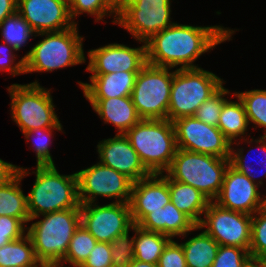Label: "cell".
Returning <instances> with one entry per match:
<instances>
[{
	"label": "cell",
	"instance_id": "obj_1",
	"mask_svg": "<svg viewBox=\"0 0 266 267\" xmlns=\"http://www.w3.org/2000/svg\"><path fill=\"white\" fill-rule=\"evenodd\" d=\"M236 28L221 25L195 26L174 22L153 35L146 44V62L173 69L200 68L195 61L216 46L233 39Z\"/></svg>",
	"mask_w": 266,
	"mask_h": 267
},
{
	"label": "cell",
	"instance_id": "obj_2",
	"mask_svg": "<svg viewBox=\"0 0 266 267\" xmlns=\"http://www.w3.org/2000/svg\"><path fill=\"white\" fill-rule=\"evenodd\" d=\"M23 166L18 170L22 179L35 174V180L27 195V207L30 219L46 213L71 208H80L78 179L76 172L61 174L56 166Z\"/></svg>",
	"mask_w": 266,
	"mask_h": 267
},
{
	"label": "cell",
	"instance_id": "obj_3",
	"mask_svg": "<svg viewBox=\"0 0 266 267\" xmlns=\"http://www.w3.org/2000/svg\"><path fill=\"white\" fill-rule=\"evenodd\" d=\"M78 24L67 30L35 34L43 37L24 54L25 75L53 72L59 69L85 64L84 36Z\"/></svg>",
	"mask_w": 266,
	"mask_h": 267
},
{
	"label": "cell",
	"instance_id": "obj_4",
	"mask_svg": "<svg viewBox=\"0 0 266 267\" xmlns=\"http://www.w3.org/2000/svg\"><path fill=\"white\" fill-rule=\"evenodd\" d=\"M80 224V208L55 211L30 219L27 234L42 266L59 265L62 262Z\"/></svg>",
	"mask_w": 266,
	"mask_h": 267
},
{
	"label": "cell",
	"instance_id": "obj_5",
	"mask_svg": "<svg viewBox=\"0 0 266 267\" xmlns=\"http://www.w3.org/2000/svg\"><path fill=\"white\" fill-rule=\"evenodd\" d=\"M125 136L151 174L165 173L178 149L173 122L141 119Z\"/></svg>",
	"mask_w": 266,
	"mask_h": 267
},
{
	"label": "cell",
	"instance_id": "obj_6",
	"mask_svg": "<svg viewBox=\"0 0 266 267\" xmlns=\"http://www.w3.org/2000/svg\"><path fill=\"white\" fill-rule=\"evenodd\" d=\"M38 81L14 83L6 88L11 99V119L22 134L34 129L56 127L61 122L55 110L52 89L45 88Z\"/></svg>",
	"mask_w": 266,
	"mask_h": 267
},
{
	"label": "cell",
	"instance_id": "obj_7",
	"mask_svg": "<svg viewBox=\"0 0 266 267\" xmlns=\"http://www.w3.org/2000/svg\"><path fill=\"white\" fill-rule=\"evenodd\" d=\"M230 159L177 149L165 174L172 180L189 184L210 201L220 193Z\"/></svg>",
	"mask_w": 266,
	"mask_h": 267
},
{
	"label": "cell",
	"instance_id": "obj_8",
	"mask_svg": "<svg viewBox=\"0 0 266 267\" xmlns=\"http://www.w3.org/2000/svg\"><path fill=\"white\" fill-rule=\"evenodd\" d=\"M226 81L204 68L173 69L168 120L194 116L198 107Z\"/></svg>",
	"mask_w": 266,
	"mask_h": 267
},
{
	"label": "cell",
	"instance_id": "obj_9",
	"mask_svg": "<svg viewBox=\"0 0 266 267\" xmlns=\"http://www.w3.org/2000/svg\"><path fill=\"white\" fill-rule=\"evenodd\" d=\"M173 68L146 63L137 74L131 99L142 119H168Z\"/></svg>",
	"mask_w": 266,
	"mask_h": 267
},
{
	"label": "cell",
	"instance_id": "obj_10",
	"mask_svg": "<svg viewBox=\"0 0 266 267\" xmlns=\"http://www.w3.org/2000/svg\"><path fill=\"white\" fill-rule=\"evenodd\" d=\"M172 1L130 0L117 11L115 25L127 30L137 43L146 42L174 23Z\"/></svg>",
	"mask_w": 266,
	"mask_h": 267
},
{
	"label": "cell",
	"instance_id": "obj_11",
	"mask_svg": "<svg viewBox=\"0 0 266 267\" xmlns=\"http://www.w3.org/2000/svg\"><path fill=\"white\" fill-rule=\"evenodd\" d=\"M76 175L80 204L97 203L102 197L115 203H129L133 181L111 167L97 161Z\"/></svg>",
	"mask_w": 266,
	"mask_h": 267
},
{
	"label": "cell",
	"instance_id": "obj_12",
	"mask_svg": "<svg viewBox=\"0 0 266 267\" xmlns=\"http://www.w3.org/2000/svg\"><path fill=\"white\" fill-rule=\"evenodd\" d=\"M252 215L233 211L210 201L198 226L219 245L236 246L249 251Z\"/></svg>",
	"mask_w": 266,
	"mask_h": 267
},
{
	"label": "cell",
	"instance_id": "obj_13",
	"mask_svg": "<svg viewBox=\"0 0 266 267\" xmlns=\"http://www.w3.org/2000/svg\"><path fill=\"white\" fill-rule=\"evenodd\" d=\"M173 125L179 149L230 159L231 142L218 127L194 116L176 119Z\"/></svg>",
	"mask_w": 266,
	"mask_h": 267
},
{
	"label": "cell",
	"instance_id": "obj_14",
	"mask_svg": "<svg viewBox=\"0 0 266 267\" xmlns=\"http://www.w3.org/2000/svg\"><path fill=\"white\" fill-rule=\"evenodd\" d=\"M81 204V224L97 240L110 243L133 226L129 203Z\"/></svg>",
	"mask_w": 266,
	"mask_h": 267
},
{
	"label": "cell",
	"instance_id": "obj_15",
	"mask_svg": "<svg viewBox=\"0 0 266 267\" xmlns=\"http://www.w3.org/2000/svg\"><path fill=\"white\" fill-rule=\"evenodd\" d=\"M131 47L121 43H109L88 51L85 71L91 74H109L124 71H140L146 62V44Z\"/></svg>",
	"mask_w": 266,
	"mask_h": 267
},
{
	"label": "cell",
	"instance_id": "obj_16",
	"mask_svg": "<svg viewBox=\"0 0 266 267\" xmlns=\"http://www.w3.org/2000/svg\"><path fill=\"white\" fill-rule=\"evenodd\" d=\"M259 188L249 177L229 164L214 202L223 208L253 215L265 205L266 193H261Z\"/></svg>",
	"mask_w": 266,
	"mask_h": 267
},
{
	"label": "cell",
	"instance_id": "obj_17",
	"mask_svg": "<svg viewBox=\"0 0 266 267\" xmlns=\"http://www.w3.org/2000/svg\"><path fill=\"white\" fill-rule=\"evenodd\" d=\"M17 13L35 34L67 30L75 25L67 0H17Z\"/></svg>",
	"mask_w": 266,
	"mask_h": 267
},
{
	"label": "cell",
	"instance_id": "obj_18",
	"mask_svg": "<svg viewBox=\"0 0 266 267\" xmlns=\"http://www.w3.org/2000/svg\"><path fill=\"white\" fill-rule=\"evenodd\" d=\"M96 151L100 163L126 175L133 182L151 175L125 134L100 140Z\"/></svg>",
	"mask_w": 266,
	"mask_h": 267
},
{
	"label": "cell",
	"instance_id": "obj_19",
	"mask_svg": "<svg viewBox=\"0 0 266 267\" xmlns=\"http://www.w3.org/2000/svg\"><path fill=\"white\" fill-rule=\"evenodd\" d=\"M169 202L168 181L161 174H151L133 182L129 201L133 224H138L147 214L160 210Z\"/></svg>",
	"mask_w": 266,
	"mask_h": 267
},
{
	"label": "cell",
	"instance_id": "obj_20",
	"mask_svg": "<svg viewBox=\"0 0 266 267\" xmlns=\"http://www.w3.org/2000/svg\"><path fill=\"white\" fill-rule=\"evenodd\" d=\"M137 225L143 229L165 234L172 239L185 238L201 228L172 202L167 203L158 211L147 214Z\"/></svg>",
	"mask_w": 266,
	"mask_h": 267
},
{
	"label": "cell",
	"instance_id": "obj_21",
	"mask_svg": "<svg viewBox=\"0 0 266 267\" xmlns=\"http://www.w3.org/2000/svg\"><path fill=\"white\" fill-rule=\"evenodd\" d=\"M140 71H124L109 74H91L89 82L77 81L86 99H109L131 96L137 74Z\"/></svg>",
	"mask_w": 266,
	"mask_h": 267
},
{
	"label": "cell",
	"instance_id": "obj_22",
	"mask_svg": "<svg viewBox=\"0 0 266 267\" xmlns=\"http://www.w3.org/2000/svg\"><path fill=\"white\" fill-rule=\"evenodd\" d=\"M105 124H112L116 134H125L142 118L138 115L131 96L109 99H86Z\"/></svg>",
	"mask_w": 266,
	"mask_h": 267
},
{
	"label": "cell",
	"instance_id": "obj_23",
	"mask_svg": "<svg viewBox=\"0 0 266 267\" xmlns=\"http://www.w3.org/2000/svg\"><path fill=\"white\" fill-rule=\"evenodd\" d=\"M259 136L260 137H258L256 139L254 137L249 136V137L245 138L244 140H239V141L232 143L231 144L230 164L234 168H236L239 172H241L243 175H246L247 177H249L259 187H264V184L266 183L265 182L266 181L265 180L266 179V136H261V135H259ZM250 137H251V139H250ZM241 144L247 145V147L249 148L248 152L246 153V154H248V156H251V153L253 150L255 152V148L257 149L258 152L257 151L256 152L259 154L260 158L256 156V158H258L256 161H257V165L261 166L259 168V170H257L256 167H254V165H253L254 163L250 162V161H252L251 158L249 159V158H247L248 157L247 155H244L245 154L244 151L247 147H243V146H241ZM254 145L256 147L253 148ZM256 152H255V155H256ZM248 162H250V163L248 164Z\"/></svg>",
	"mask_w": 266,
	"mask_h": 267
},
{
	"label": "cell",
	"instance_id": "obj_24",
	"mask_svg": "<svg viewBox=\"0 0 266 267\" xmlns=\"http://www.w3.org/2000/svg\"><path fill=\"white\" fill-rule=\"evenodd\" d=\"M161 175L168 181L171 202L198 225L210 200L193 186L172 180L165 173Z\"/></svg>",
	"mask_w": 266,
	"mask_h": 267
},
{
	"label": "cell",
	"instance_id": "obj_25",
	"mask_svg": "<svg viewBox=\"0 0 266 267\" xmlns=\"http://www.w3.org/2000/svg\"><path fill=\"white\" fill-rule=\"evenodd\" d=\"M234 97L235 101L231 99ZM218 128L231 144L250 136V134L248 135L250 127L245 108L242 101L234 93L222 106Z\"/></svg>",
	"mask_w": 266,
	"mask_h": 267
},
{
	"label": "cell",
	"instance_id": "obj_26",
	"mask_svg": "<svg viewBox=\"0 0 266 267\" xmlns=\"http://www.w3.org/2000/svg\"><path fill=\"white\" fill-rule=\"evenodd\" d=\"M132 232L134 234V259L158 264L159 257L172 238L162 233L143 229L137 224H133Z\"/></svg>",
	"mask_w": 266,
	"mask_h": 267
},
{
	"label": "cell",
	"instance_id": "obj_27",
	"mask_svg": "<svg viewBox=\"0 0 266 267\" xmlns=\"http://www.w3.org/2000/svg\"><path fill=\"white\" fill-rule=\"evenodd\" d=\"M187 267H212L219 244L204 230L180 243Z\"/></svg>",
	"mask_w": 266,
	"mask_h": 267
},
{
	"label": "cell",
	"instance_id": "obj_28",
	"mask_svg": "<svg viewBox=\"0 0 266 267\" xmlns=\"http://www.w3.org/2000/svg\"><path fill=\"white\" fill-rule=\"evenodd\" d=\"M22 178L17 174L7 184L0 186V216L15 217L26 225L30 221L27 195L22 189Z\"/></svg>",
	"mask_w": 266,
	"mask_h": 267
},
{
	"label": "cell",
	"instance_id": "obj_29",
	"mask_svg": "<svg viewBox=\"0 0 266 267\" xmlns=\"http://www.w3.org/2000/svg\"><path fill=\"white\" fill-rule=\"evenodd\" d=\"M1 267H41L28 234L0 247Z\"/></svg>",
	"mask_w": 266,
	"mask_h": 267
},
{
	"label": "cell",
	"instance_id": "obj_30",
	"mask_svg": "<svg viewBox=\"0 0 266 267\" xmlns=\"http://www.w3.org/2000/svg\"><path fill=\"white\" fill-rule=\"evenodd\" d=\"M63 129V125L60 122L56 127L34 129L23 133L26 143H30L29 147H33V152H35V166H56L52 153H50V146L54 138V132L65 134Z\"/></svg>",
	"mask_w": 266,
	"mask_h": 267
},
{
	"label": "cell",
	"instance_id": "obj_31",
	"mask_svg": "<svg viewBox=\"0 0 266 267\" xmlns=\"http://www.w3.org/2000/svg\"><path fill=\"white\" fill-rule=\"evenodd\" d=\"M0 37L1 41L6 42L19 53L32 38H35V33L30 25L16 12L0 23Z\"/></svg>",
	"mask_w": 266,
	"mask_h": 267
},
{
	"label": "cell",
	"instance_id": "obj_32",
	"mask_svg": "<svg viewBox=\"0 0 266 267\" xmlns=\"http://www.w3.org/2000/svg\"><path fill=\"white\" fill-rule=\"evenodd\" d=\"M242 101L249 125L253 130L263 128L262 136H266V89H251L244 92L233 91Z\"/></svg>",
	"mask_w": 266,
	"mask_h": 267
},
{
	"label": "cell",
	"instance_id": "obj_33",
	"mask_svg": "<svg viewBox=\"0 0 266 267\" xmlns=\"http://www.w3.org/2000/svg\"><path fill=\"white\" fill-rule=\"evenodd\" d=\"M97 243V240L87 231V229L80 224L72 236L67 253L58 265L60 267H80L90 252L93 250Z\"/></svg>",
	"mask_w": 266,
	"mask_h": 267
},
{
	"label": "cell",
	"instance_id": "obj_34",
	"mask_svg": "<svg viewBox=\"0 0 266 267\" xmlns=\"http://www.w3.org/2000/svg\"><path fill=\"white\" fill-rule=\"evenodd\" d=\"M67 2L71 19L75 24L79 23L76 20L83 14L93 16L95 18L94 23H107L108 21H105L106 17L113 18L110 22L113 24L116 23L117 11L107 0H67Z\"/></svg>",
	"mask_w": 266,
	"mask_h": 267
},
{
	"label": "cell",
	"instance_id": "obj_35",
	"mask_svg": "<svg viewBox=\"0 0 266 267\" xmlns=\"http://www.w3.org/2000/svg\"><path fill=\"white\" fill-rule=\"evenodd\" d=\"M231 90L224 85L209 99L204 101L196 110L194 117L201 120L205 124L218 127L219 116L224 102L233 95ZM227 96V97H226Z\"/></svg>",
	"mask_w": 266,
	"mask_h": 267
},
{
	"label": "cell",
	"instance_id": "obj_36",
	"mask_svg": "<svg viewBox=\"0 0 266 267\" xmlns=\"http://www.w3.org/2000/svg\"><path fill=\"white\" fill-rule=\"evenodd\" d=\"M249 254L251 258L266 256V204L252 215Z\"/></svg>",
	"mask_w": 266,
	"mask_h": 267
},
{
	"label": "cell",
	"instance_id": "obj_37",
	"mask_svg": "<svg viewBox=\"0 0 266 267\" xmlns=\"http://www.w3.org/2000/svg\"><path fill=\"white\" fill-rule=\"evenodd\" d=\"M131 231L132 228L110 242L113 267H128L134 261V235L130 236Z\"/></svg>",
	"mask_w": 266,
	"mask_h": 267
},
{
	"label": "cell",
	"instance_id": "obj_38",
	"mask_svg": "<svg viewBox=\"0 0 266 267\" xmlns=\"http://www.w3.org/2000/svg\"><path fill=\"white\" fill-rule=\"evenodd\" d=\"M249 258V251L244 248L220 245L212 267H243Z\"/></svg>",
	"mask_w": 266,
	"mask_h": 267
},
{
	"label": "cell",
	"instance_id": "obj_39",
	"mask_svg": "<svg viewBox=\"0 0 266 267\" xmlns=\"http://www.w3.org/2000/svg\"><path fill=\"white\" fill-rule=\"evenodd\" d=\"M16 52V53H15ZM17 55V51L4 41L0 42V72L16 77L25 74V59Z\"/></svg>",
	"mask_w": 266,
	"mask_h": 267
},
{
	"label": "cell",
	"instance_id": "obj_40",
	"mask_svg": "<svg viewBox=\"0 0 266 267\" xmlns=\"http://www.w3.org/2000/svg\"><path fill=\"white\" fill-rule=\"evenodd\" d=\"M27 234V225L20 219L0 216V247Z\"/></svg>",
	"mask_w": 266,
	"mask_h": 267
},
{
	"label": "cell",
	"instance_id": "obj_41",
	"mask_svg": "<svg viewBox=\"0 0 266 267\" xmlns=\"http://www.w3.org/2000/svg\"><path fill=\"white\" fill-rule=\"evenodd\" d=\"M158 267H187L183 248L178 240L172 239L159 257Z\"/></svg>",
	"mask_w": 266,
	"mask_h": 267
},
{
	"label": "cell",
	"instance_id": "obj_42",
	"mask_svg": "<svg viewBox=\"0 0 266 267\" xmlns=\"http://www.w3.org/2000/svg\"><path fill=\"white\" fill-rule=\"evenodd\" d=\"M80 267H113L110 243L97 242Z\"/></svg>",
	"mask_w": 266,
	"mask_h": 267
},
{
	"label": "cell",
	"instance_id": "obj_43",
	"mask_svg": "<svg viewBox=\"0 0 266 267\" xmlns=\"http://www.w3.org/2000/svg\"><path fill=\"white\" fill-rule=\"evenodd\" d=\"M20 167L0 158V186L11 181L18 174Z\"/></svg>",
	"mask_w": 266,
	"mask_h": 267
},
{
	"label": "cell",
	"instance_id": "obj_44",
	"mask_svg": "<svg viewBox=\"0 0 266 267\" xmlns=\"http://www.w3.org/2000/svg\"><path fill=\"white\" fill-rule=\"evenodd\" d=\"M17 12V0H0V23Z\"/></svg>",
	"mask_w": 266,
	"mask_h": 267
},
{
	"label": "cell",
	"instance_id": "obj_45",
	"mask_svg": "<svg viewBox=\"0 0 266 267\" xmlns=\"http://www.w3.org/2000/svg\"><path fill=\"white\" fill-rule=\"evenodd\" d=\"M243 267H264V265L262 259L250 257Z\"/></svg>",
	"mask_w": 266,
	"mask_h": 267
},
{
	"label": "cell",
	"instance_id": "obj_46",
	"mask_svg": "<svg viewBox=\"0 0 266 267\" xmlns=\"http://www.w3.org/2000/svg\"><path fill=\"white\" fill-rule=\"evenodd\" d=\"M128 267H158V264L138 261L134 259V261L131 264H129Z\"/></svg>",
	"mask_w": 266,
	"mask_h": 267
},
{
	"label": "cell",
	"instance_id": "obj_47",
	"mask_svg": "<svg viewBox=\"0 0 266 267\" xmlns=\"http://www.w3.org/2000/svg\"><path fill=\"white\" fill-rule=\"evenodd\" d=\"M108 3L118 11L125 3L129 2L130 0H107Z\"/></svg>",
	"mask_w": 266,
	"mask_h": 267
},
{
	"label": "cell",
	"instance_id": "obj_48",
	"mask_svg": "<svg viewBox=\"0 0 266 267\" xmlns=\"http://www.w3.org/2000/svg\"><path fill=\"white\" fill-rule=\"evenodd\" d=\"M261 259H262V262H263L264 267H266V256L263 257V258H261Z\"/></svg>",
	"mask_w": 266,
	"mask_h": 267
},
{
	"label": "cell",
	"instance_id": "obj_49",
	"mask_svg": "<svg viewBox=\"0 0 266 267\" xmlns=\"http://www.w3.org/2000/svg\"><path fill=\"white\" fill-rule=\"evenodd\" d=\"M41 267H60L58 265H49V266H41Z\"/></svg>",
	"mask_w": 266,
	"mask_h": 267
}]
</instances>
